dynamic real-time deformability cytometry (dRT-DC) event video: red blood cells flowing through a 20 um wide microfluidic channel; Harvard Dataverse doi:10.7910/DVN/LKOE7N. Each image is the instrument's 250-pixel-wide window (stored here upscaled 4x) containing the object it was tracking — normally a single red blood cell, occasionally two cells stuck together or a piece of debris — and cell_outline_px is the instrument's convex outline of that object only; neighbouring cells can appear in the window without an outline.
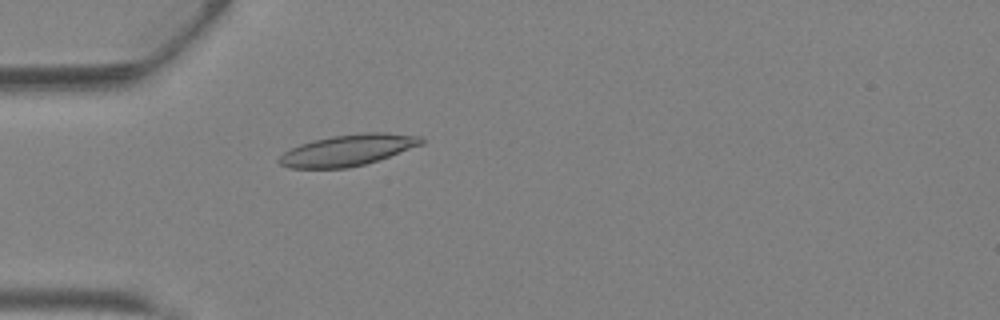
{"species": "Egyptian fruit bat (a non-hibernating species)", "species_latin": "Rousettus aegyptiacus", "temperature_condition": "warm", "stored_images_in_passage": 25, "camera_frame_rate_fps": 3000, "um_per_image_px": 0.085, "animal": {"sex": "female"}, "frame": {"image": 1, "passage_image": 2, "time_ms": 0.333, "image_size_px": [1000, 320], "cell_outline_px": [[424, 144], [364, 164], [348, 168], [288, 168], [280, 164], [276, 160], [284, 152], [300, 144], [312, 140], [332, 136], [364, 132], [388, 132], [420, 136], [424, 140]], "centroid_in_image_um": [29.56, 12.75], "position_along_channel_um": 55.4, "area_um2": 25.84}}
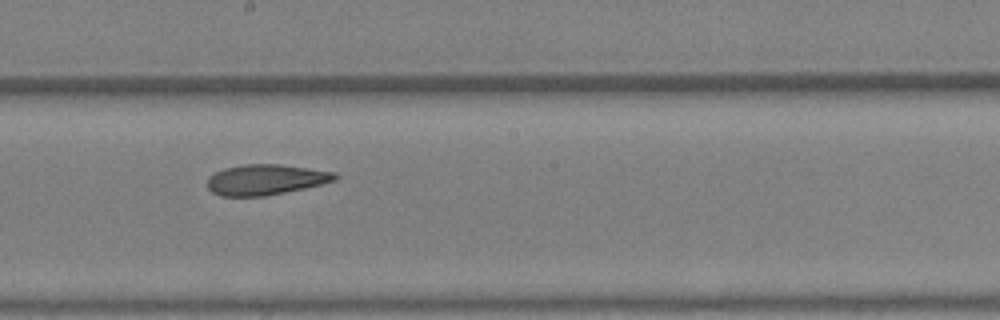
{"frame": {"image": 2, "passage_image": 13, "time_ms": 4.0, "image_size_px": [1000, 320], "cell_outline_px": [[340, 176], [336, 180], [304, 188], [264, 196], [220, 196], [212, 192], [208, 188], [208, 176], [224, 168], [244, 164], [280, 164], [336, 172]], "centroid_in_image_um": [22.58, 15.26], "position_along_channel_um": 225.6, "area_um2": 22.66}}
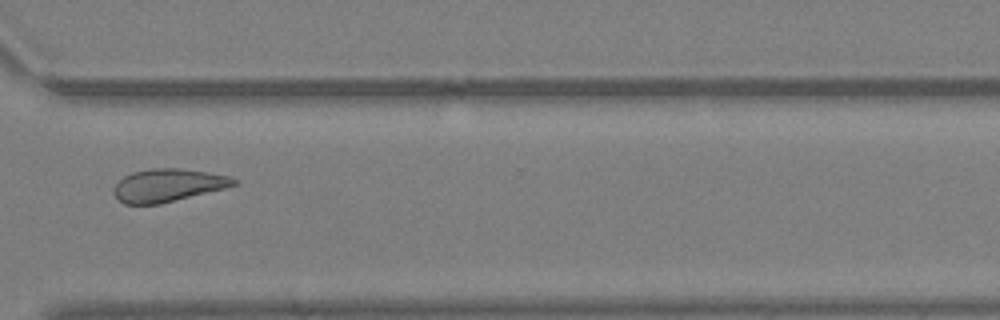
{"frame": {"image": 3, "passage_image": 21, "time_ms": 6.667, "image_size_px": [1000, 320], "cell_outline_px": [[240, 180], [236, 184], [224, 188], [160, 204], [124, 204], [116, 196], [116, 184], [124, 176], [132, 172], [152, 168], [176, 168], [204, 172], [228, 176]], "centroid_in_image_um": [14.28, 15.74], "position_along_channel_um": 356.3, "area_um2": 22.48}, "authors_computed_cell_mechanics": {"area_um2": 22.9466, "velocity_mm_per_s": 4.8919, "shape_relaxation_time_tau1_ms": null, "shape_relaxation_time_tau2_ms": 6.5691, "deformation_change_tau1": null, "deformation_change_tau2": 0.1762}}